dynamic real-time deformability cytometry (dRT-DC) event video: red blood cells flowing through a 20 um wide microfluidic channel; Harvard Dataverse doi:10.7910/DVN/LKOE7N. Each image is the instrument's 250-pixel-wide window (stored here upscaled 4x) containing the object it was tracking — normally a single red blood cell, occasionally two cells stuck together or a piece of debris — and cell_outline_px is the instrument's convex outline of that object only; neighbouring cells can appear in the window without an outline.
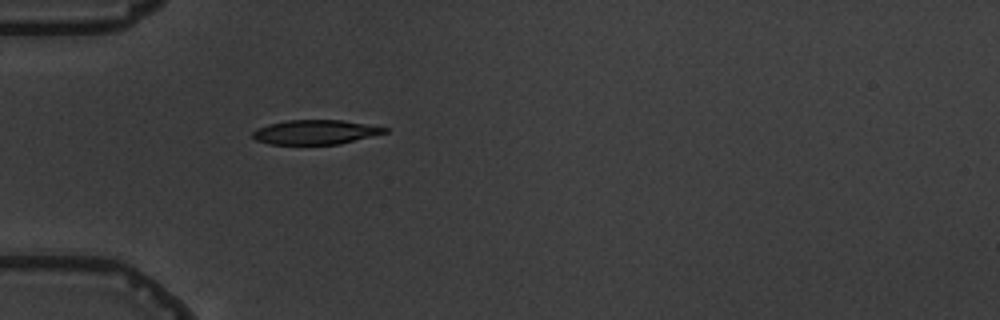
{"species": "common noctule bat (a hibernating species)", "species_latin": "Nyctalus noctula", "temperature_condition": "warm", "stored_images_in_passage": 1, "camera_frame_rate_fps": 3000, "um_per_image_px": 0.085, "animal": {"sex": "male", "body_mass_g": 19.5, "forearm_length_mm": 54.6}, "frame": {"image": 1, "passage_image": 1, "time_ms": 0.0, "image_size_px": [1000, 320], "cell_outline_px": [[388, 132], [340, 144], [268, 144], [256, 140], [252, 136], [252, 132], [256, 128], [268, 124], [288, 120], [344, 120], [388, 128]], "centroid_in_image_um": [26.79, 11.23], "position_along_channel_um": 58.2, "area_um2": 18.79}}